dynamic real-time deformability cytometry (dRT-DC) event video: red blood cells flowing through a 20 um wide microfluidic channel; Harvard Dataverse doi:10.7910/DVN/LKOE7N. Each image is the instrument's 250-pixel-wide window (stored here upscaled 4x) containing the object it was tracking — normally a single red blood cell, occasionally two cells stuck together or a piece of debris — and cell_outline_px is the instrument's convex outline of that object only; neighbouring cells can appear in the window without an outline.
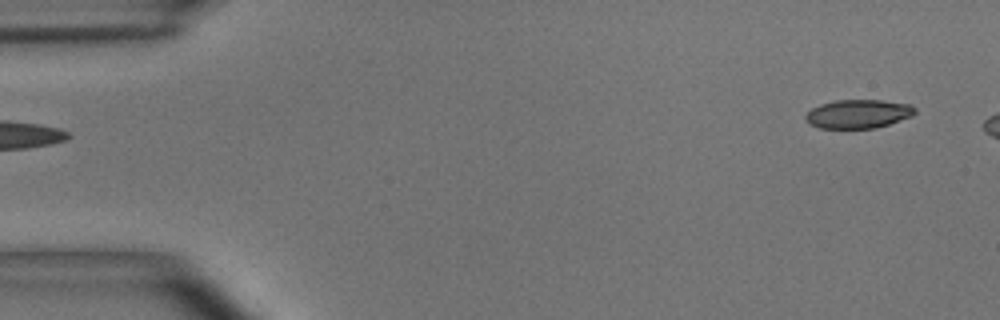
{"species": "common noctule bat (a hibernating species)", "species_latin": "Nyctalus noctula", "temperature_condition": "room temperature", "stored_images_in_passage": 5, "camera_frame_rate_fps": 3000, "um_per_image_px": 0.085, "animal": {"sex": "male", "body_mass_g": 15.6}, "frame": {"image": 1, "passage_image": 5, "time_ms": 1.333, "image_size_px": [1000, 320], "cell_outline_px": [[916, 112], [912, 116], [876, 128], [820, 128], [808, 124], [804, 120], [804, 116], [812, 108], [820, 104], [836, 100], [880, 100], [912, 104], [916, 108]], "centroid_in_image_um": [72.94, 9.68], "position_along_channel_um": 12.1, "area_um2": 18.44}}